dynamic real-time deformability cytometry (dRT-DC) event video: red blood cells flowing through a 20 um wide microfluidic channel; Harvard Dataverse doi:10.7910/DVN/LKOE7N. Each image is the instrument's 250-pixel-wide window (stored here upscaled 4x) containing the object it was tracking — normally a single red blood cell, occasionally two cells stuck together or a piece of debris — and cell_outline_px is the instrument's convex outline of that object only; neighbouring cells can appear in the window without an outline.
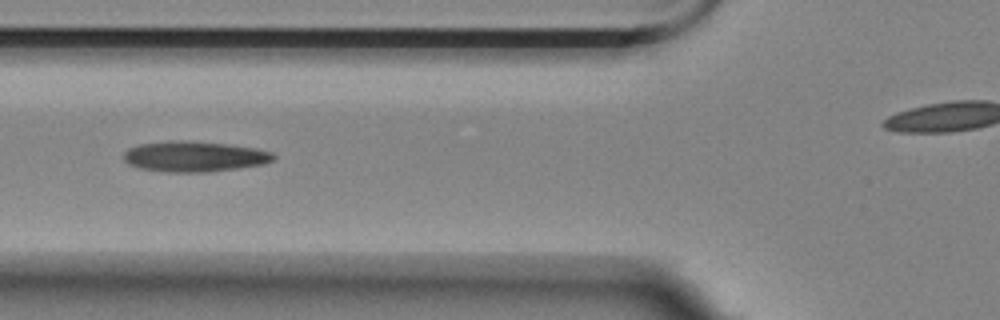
{"species": "Egyptian fruit bat (a non-hibernating species)", "species_latin": "Rousettus aegyptiacus", "temperature_condition": "room temperature", "stored_images_in_passage": 11, "camera_frame_rate_fps": 3000, "um_per_image_px": 0.085, "animal": {"sex": "female"}, "frame": {"image": 1, "passage_image": 3, "time_ms": 2.333, "image_size_px": [1000, 320], "cell_outline_px": [[276, 156], [272, 160], [264, 164], [240, 168], [208, 172], [168, 172], [140, 168], [128, 164], [124, 160], [124, 152], [128, 148], [140, 144], [168, 140], [184, 140], [228, 144], [256, 148], [272, 152]], "centroid_in_image_um": [16.52, 13.3], "position_along_channel_um": 109.3, "area_um2": 26.82}}
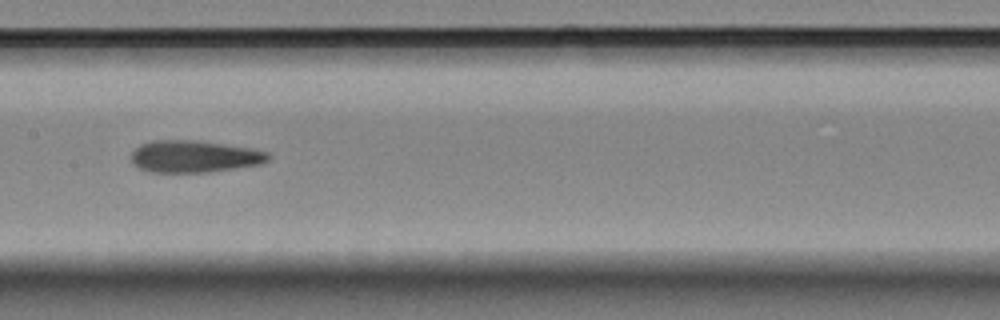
{"frame": {"image": 2, "passage_image": 5, "time_ms": 4.667, "image_size_px": [1000, 320], "cell_outline_px": [[272, 156], [268, 160], [260, 164], [208, 172], [152, 172], [140, 168], [132, 164], [132, 152], [140, 144], [152, 140], [200, 140], [252, 148], [268, 152]], "centroid_in_image_um": [16.52, 13.28], "position_along_channel_um": 190.9, "area_um2": 25.66}}
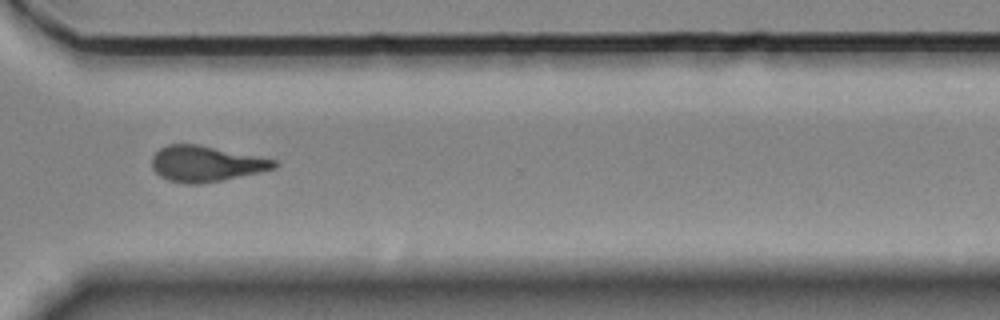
{"frame": {"image": 3, "passage_image": 9, "time_ms": 9.333, "image_size_px": [1000, 320], "cell_outline_px": [[276, 168], [260, 172], [200, 184], [188, 184], [168, 180], [160, 176], [152, 168], [152, 156], [160, 148], [168, 144], [200, 144], [260, 156], [276, 160]], "centroid_in_image_um": [17.49, 13.9], "position_along_channel_um": 353.1, "area_um2": 25.49}, "authors_computed_cell_mechanics": {"area_um2": 25.6632, "velocity_mm_per_s": 3.4839, "shape_relaxation_time_tau1_ms": null, "shape_relaxation_time_tau2_ms": 2.1061, "deformation_change_tau1": null, "deformation_change_tau2": 0.0878}}